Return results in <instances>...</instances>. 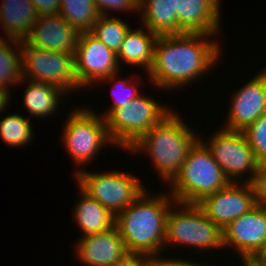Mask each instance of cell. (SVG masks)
Segmentation results:
<instances>
[{
    "instance_id": "cell-34",
    "label": "cell",
    "mask_w": 266,
    "mask_h": 266,
    "mask_svg": "<svg viewBox=\"0 0 266 266\" xmlns=\"http://www.w3.org/2000/svg\"><path fill=\"white\" fill-rule=\"evenodd\" d=\"M12 92L9 91V89L0 88V113L2 114L4 112V109H7L6 107L9 105L8 102H10L12 99L11 94Z\"/></svg>"
},
{
    "instance_id": "cell-24",
    "label": "cell",
    "mask_w": 266,
    "mask_h": 266,
    "mask_svg": "<svg viewBox=\"0 0 266 266\" xmlns=\"http://www.w3.org/2000/svg\"><path fill=\"white\" fill-rule=\"evenodd\" d=\"M58 14L80 33L89 32L100 16L93 0H60Z\"/></svg>"
},
{
    "instance_id": "cell-21",
    "label": "cell",
    "mask_w": 266,
    "mask_h": 266,
    "mask_svg": "<svg viewBox=\"0 0 266 266\" xmlns=\"http://www.w3.org/2000/svg\"><path fill=\"white\" fill-rule=\"evenodd\" d=\"M27 87L24 92V105L29 112V117L46 118L49 115L56 114L61 99L65 98L67 93L53 86L52 84L35 82L26 78H23ZM27 81V82H26ZM60 98V99H59Z\"/></svg>"
},
{
    "instance_id": "cell-35",
    "label": "cell",
    "mask_w": 266,
    "mask_h": 266,
    "mask_svg": "<svg viewBox=\"0 0 266 266\" xmlns=\"http://www.w3.org/2000/svg\"><path fill=\"white\" fill-rule=\"evenodd\" d=\"M257 264H259L261 266H266V251H265V254L263 255V257L257 262Z\"/></svg>"
},
{
    "instance_id": "cell-26",
    "label": "cell",
    "mask_w": 266,
    "mask_h": 266,
    "mask_svg": "<svg viewBox=\"0 0 266 266\" xmlns=\"http://www.w3.org/2000/svg\"><path fill=\"white\" fill-rule=\"evenodd\" d=\"M130 29L121 18L100 15L89 32L117 54Z\"/></svg>"
},
{
    "instance_id": "cell-5",
    "label": "cell",
    "mask_w": 266,
    "mask_h": 266,
    "mask_svg": "<svg viewBox=\"0 0 266 266\" xmlns=\"http://www.w3.org/2000/svg\"><path fill=\"white\" fill-rule=\"evenodd\" d=\"M81 108H75L67 120L63 121L60 139L67 149V154L79 168L75 173L82 170V166L91 163L102 147L107 144L116 147L109 138L105 119L92 108Z\"/></svg>"
},
{
    "instance_id": "cell-20",
    "label": "cell",
    "mask_w": 266,
    "mask_h": 266,
    "mask_svg": "<svg viewBox=\"0 0 266 266\" xmlns=\"http://www.w3.org/2000/svg\"><path fill=\"white\" fill-rule=\"evenodd\" d=\"M0 23L7 38L24 40L31 32L38 15L30 0H2Z\"/></svg>"
},
{
    "instance_id": "cell-31",
    "label": "cell",
    "mask_w": 266,
    "mask_h": 266,
    "mask_svg": "<svg viewBox=\"0 0 266 266\" xmlns=\"http://www.w3.org/2000/svg\"><path fill=\"white\" fill-rule=\"evenodd\" d=\"M255 189L256 205L266 208V165H262L252 182Z\"/></svg>"
},
{
    "instance_id": "cell-28",
    "label": "cell",
    "mask_w": 266,
    "mask_h": 266,
    "mask_svg": "<svg viewBox=\"0 0 266 266\" xmlns=\"http://www.w3.org/2000/svg\"><path fill=\"white\" fill-rule=\"evenodd\" d=\"M243 132L256 159L261 165H266V113L262 114Z\"/></svg>"
},
{
    "instance_id": "cell-22",
    "label": "cell",
    "mask_w": 266,
    "mask_h": 266,
    "mask_svg": "<svg viewBox=\"0 0 266 266\" xmlns=\"http://www.w3.org/2000/svg\"><path fill=\"white\" fill-rule=\"evenodd\" d=\"M140 20L144 27L158 35L177 34V13L174 0H142L139 3Z\"/></svg>"
},
{
    "instance_id": "cell-18",
    "label": "cell",
    "mask_w": 266,
    "mask_h": 266,
    "mask_svg": "<svg viewBox=\"0 0 266 266\" xmlns=\"http://www.w3.org/2000/svg\"><path fill=\"white\" fill-rule=\"evenodd\" d=\"M158 36L146 27L144 29V26L137 30L131 28L117 53L119 66L121 65L119 62L123 61L130 66L142 67L148 73L153 64L155 43Z\"/></svg>"
},
{
    "instance_id": "cell-11",
    "label": "cell",
    "mask_w": 266,
    "mask_h": 266,
    "mask_svg": "<svg viewBox=\"0 0 266 266\" xmlns=\"http://www.w3.org/2000/svg\"><path fill=\"white\" fill-rule=\"evenodd\" d=\"M222 245L234 248L242 264L257 263L266 251V208L256 205L233 220L222 231Z\"/></svg>"
},
{
    "instance_id": "cell-10",
    "label": "cell",
    "mask_w": 266,
    "mask_h": 266,
    "mask_svg": "<svg viewBox=\"0 0 266 266\" xmlns=\"http://www.w3.org/2000/svg\"><path fill=\"white\" fill-rule=\"evenodd\" d=\"M23 78L52 84L64 90H81L75 71V54H66L36 48L21 41Z\"/></svg>"
},
{
    "instance_id": "cell-30",
    "label": "cell",
    "mask_w": 266,
    "mask_h": 266,
    "mask_svg": "<svg viewBox=\"0 0 266 266\" xmlns=\"http://www.w3.org/2000/svg\"><path fill=\"white\" fill-rule=\"evenodd\" d=\"M111 266H155V259L144 254L127 253Z\"/></svg>"
},
{
    "instance_id": "cell-4",
    "label": "cell",
    "mask_w": 266,
    "mask_h": 266,
    "mask_svg": "<svg viewBox=\"0 0 266 266\" xmlns=\"http://www.w3.org/2000/svg\"><path fill=\"white\" fill-rule=\"evenodd\" d=\"M229 183L211 152L198 140L190 149L180 172L168 184V192L176 202L197 204Z\"/></svg>"
},
{
    "instance_id": "cell-9",
    "label": "cell",
    "mask_w": 266,
    "mask_h": 266,
    "mask_svg": "<svg viewBox=\"0 0 266 266\" xmlns=\"http://www.w3.org/2000/svg\"><path fill=\"white\" fill-rule=\"evenodd\" d=\"M217 130L209 136L208 141L200 136L199 140L211 152L230 182H236L239 179L238 182L241 183L246 176L244 182L252 183L262 165L256 159L244 132L228 130L223 126Z\"/></svg>"
},
{
    "instance_id": "cell-17",
    "label": "cell",
    "mask_w": 266,
    "mask_h": 266,
    "mask_svg": "<svg viewBox=\"0 0 266 266\" xmlns=\"http://www.w3.org/2000/svg\"><path fill=\"white\" fill-rule=\"evenodd\" d=\"M76 258L85 266H111L128 251L117 228L82 236L75 245Z\"/></svg>"
},
{
    "instance_id": "cell-14",
    "label": "cell",
    "mask_w": 266,
    "mask_h": 266,
    "mask_svg": "<svg viewBox=\"0 0 266 266\" xmlns=\"http://www.w3.org/2000/svg\"><path fill=\"white\" fill-rule=\"evenodd\" d=\"M225 129L244 131L266 113V73L262 70L231 95Z\"/></svg>"
},
{
    "instance_id": "cell-15",
    "label": "cell",
    "mask_w": 266,
    "mask_h": 266,
    "mask_svg": "<svg viewBox=\"0 0 266 266\" xmlns=\"http://www.w3.org/2000/svg\"><path fill=\"white\" fill-rule=\"evenodd\" d=\"M80 32L59 14L38 16L24 41L36 48L75 54Z\"/></svg>"
},
{
    "instance_id": "cell-32",
    "label": "cell",
    "mask_w": 266,
    "mask_h": 266,
    "mask_svg": "<svg viewBox=\"0 0 266 266\" xmlns=\"http://www.w3.org/2000/svg\"><path fill=\"white\" fill-rule=\"evenodd\" d=\"M38 16L56 15L60 11V0H30Z\"/></svg>"
},
{
    "instance_id": "cell-29",
    "label": "cell",
    "mask_w": 266,
    "mask_h": 266,
    "mask_svg": "<svg viewBox=\"0 0 266 266\" xmlns=\"http://www.w3.org/2000/svg\"><path fill=\"white\" fill-rule=\"evenodd\" d=\"M99 15L110 16L107 11H128L139 13V4L136 0H93Z\"/></svg>"
},
{
    "instance_id": "cell-36",
    "label": "cell",
    "mask_w": 266,
    "mask_h": 266,
    "mask_svg": "<svg viewBox=\"0 0 266 266\" xmlns=\"http://www.w3.org/2000/svg\"><path fill=\"white\" fill-rule=\"evenodd\" d=\"M242 266H261V265H259L257 263H243Z\"/></svg>"
},
{
    "instance_id": "cell-25",
    "label": "cell",
    "mask_w": 266,
    "mask_h": 266,
    "mask_svg": "<svg viewBox=\"0 0 266 266\" xmlns=\"http://www.w3.org/2000/svg\"><path fill=\"white\" fill-rule=\"evenodd\" d=\"M0 138L8 147H21L28 145L33 140L34 131L32 130L30 118H24L19 113L0 116Z\"/></svg>"
},
{
    "instance_id": "cell-23",
    "label": "cell",
    "mask_w": 266,
    "mask_h": 266,
    "mask_svg": "<svg viewBox=\"0 0 266 266\" xmlns=\"http://www.w3.org/2000/svg\"><path fill=\"white\" fill-rule=\"evenodd\" d=\"M12 46L16 48L15 51ZM22 82L21 41L0 37V88L10 90L9 86Z\"/></svg>"
},
{
    "instance_id": "cell-12",
    "label": "cell",
    "mask_w": 266,
    "mask_h": 266,
    "mask_svg": "<svg viewBox=\"0 0 266 266\" xmlns=\"http://www.w3.org/2000/svg\"><path fill=\"white\" fill-rule=\"evenodd\" d=\"M117 54L90 32H81L75 52V71L82 88L96 84L119 73Z\"/></svg>"
},
{
    "instance_id": "cell-19",
    "label": "cell",
    "mask_w": 266,
    "mask_h": 266,
    "mask_svg": "<svg viewBox=\"0 0 266 266\" xmlns=\"http://www.w3.org/2000/svg\"><path fill=\"white\" fill-rule=\"evenodd\" d=\"M80 200L74 204L72 218L82 231V236L104 233L115 227V216L97 200L77 187Z\"/></svg>"
},
{
    "instance_id": "cell-3",
    "label": "cell",
    "mask_w": 266,
    "mask_h": 266,
    "mask_svg": "<svg viewBox=\"0 0 266 266\" xmlns=\"http://www.w3.org/2000/svg\"><path fill=\"white\" fill-rule=\"evenodd\" d=\"M176 110L145 133L128 151L146 153L160 180L169 184L180 172L190 149L199 140Z\"/></svg>"
},
{
    "instance_id": "cell-27",
    "label": "cell",
    "mask_w": 266,
    "mask_h": 266,
    "mask_svg": "<svg viewBox=\"0 0 266 266\" xmlns=\"http://www.w3.org/2000/svg\"><path fill=\"white\" fill-rule=\"evenodd\" d=\"M118 73L108 77L105 80L100 81L99 83L103 84L108 82L109 84L114 82L112 87V96H113V103L105 110L103 114H100L104 119L116 108L119 107H126L131 103L133 99L139 96L141 93L139 91V86L126 78H118ZM117 78V79H116Z\"/></svg>"
},
{
    "instance_id": "cell-2",
    "label": "cell",
    "mask_w": 266,
    "mask_h": 266,
    "mask_svg": "<svg viewBox=\"0 0 266 266\" xmlns=\"http://www.w3.org/2000/svg\"><path fill=\"white\" fill-rule=\"evenodd\" d=\"M147 192L148 189L115 216V227L128 253L156 259L165 249L166 219L176 200L169 192L155 193L153 196Z\"/></svg>"
},
{
    "instance_id": "cell-13",
    "label": "cell",
    "mask_w": 266,
    "mask_h": 266,
    "mask_svg": "<svg viewBox=\"0 0 266 266\" xmlns=\"http://www.w3.org/2000/svg\"><path fill=\"white\" fill-rule=\"evenodd\" d=\"M230 182L226 187L204 197L197 205L223 231L233 220L256 206L252 183Z\"/></svg>"
},
{
    "instance_id": "cell-7",
    "label": "cell",
    "mask_w": 266,
    "mask_h": 266,
    "mask_svg": "<svg viewBox=\"0 0 266 266\" xmlns=\"http://www.w3.org/2000/svg\"><path fill=\"white\" fill-rule=\"evenodd\" d=\"M170 244H181L188 248L192 246L201 253L205 249L221 250L222 231L197 204L176 202L171 206L166 219L165 249Z\"/></svg>"
},
{
    "instance_id": "cell-8",
    "label": "cell",
    "mask_w": 266,
    "mask_h": 266,
    "mask_svg": "<svg viewBox=\"0 0 266 266\" xmlns=\"http://www.w3.org/2000/svg\"><path fill=\"white\" fill-rule=\"evenodd\" d=\"M74 177L84 192L114 216L125 210L147 190L136 175L116 169L104 173H92L82 169Z\"/></svg>"
},
{
    "instance_id": "cell-33",
    "label": "cell",
    "mask_w": 266,
    "mask_h": 266,
    "mask_svg": "<svg viewBox=\"0 0 266 266\" xmlns=\"http://www.w3.org/2000/svg\"><path fill=\"white\" fill-rule=\"evenodd\" d=\"M155 265L156 266H209V264L200 263V262H192L190 260L186 259H178V258H166L165 256H158V258L155 259Z\"/></svg>"
},
{
    "instance_id": "cell-1",
    "label": "cell",
    "mask_w": 266,
    "mask_h": 266,
    "mask_svg": "<svg viewBox=\"0 0 266 266\" xmlns=\"http://www.w3.org/2000/svg\"><path fill=\"white\" fill-rule=\"evenodd\" d=\"M215 38L203 33L159 35L147 74L151 84L164 91L194 84L220 60L223 49Z\"/></svg>"
},
{
    "instance_id": "cell-6",
    "label": "cell",
    "mask_w": 266,
    "mask_h": 266,
    "mask_svg": "<svg viewBox=\"0 0 266 266\" xmlns=\"http://www.w3.org/2000/svg\"><path fill=\"white\" fill-rule=\"evenodd\" d=\"M142 93L126 107L114 109L106 118V127L114 146L128 151L145 133L173 109Z\"/></svg>"
},
{
    "instance_id": "cell-16",
    "label": "cell",
    "mask_w": 266,
    "mask_h": 266,
    "mask_svg": "<svg viewBox=\"0 0 266 266\" xmlns=\"http://www.w3.org/2000/svg\"><path fill=\"white\" fill-rule=\"evenodd\" d=\"M221 0H174L177 13V34L221 32Z\"/></svg>"
}]
</instances>
